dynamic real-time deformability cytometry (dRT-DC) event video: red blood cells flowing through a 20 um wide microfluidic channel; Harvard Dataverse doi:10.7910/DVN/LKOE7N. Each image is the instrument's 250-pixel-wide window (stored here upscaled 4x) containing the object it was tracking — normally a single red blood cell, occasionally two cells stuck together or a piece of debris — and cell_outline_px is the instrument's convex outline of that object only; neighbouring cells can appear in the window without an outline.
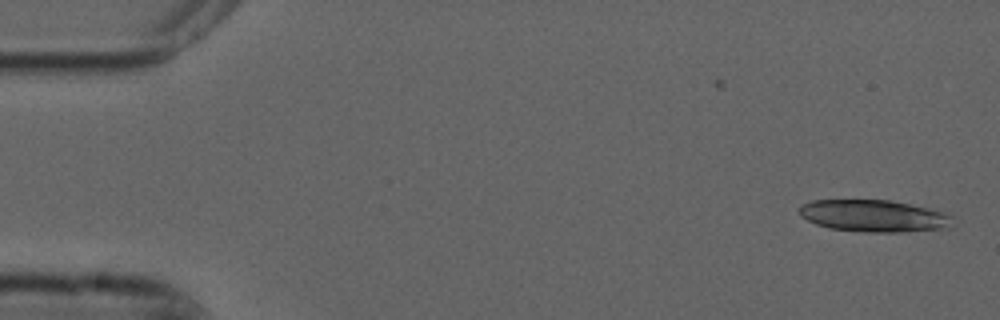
{"species": "common noctule bat (a hibernating species)", "species_latin": "Nyctalus noctula", "temperature_condition": "cold", "stored_images_in_passage": 5, "camera_frame_rate_fps": 3000, "um_per_image_px": 0.085, "animal": {"sex": "male", "forearm_length_mm": 52.5}, "frame": {"image": 1, "passage_image": 1, "time_ms": 0.0, "image_size_px": [1000, 320], "cell_outline_px": [[956, 224], [948, 228], [908, 232], [864, 232], [828, 228], [816, 224], [800, 216], [800, 204], [812, 200], [888, 200], [908, 204], [940, 212], [952, 216]], "centroid_in_image_um": [74.27, 18.37], "position_along_channel_um": 10.7, "area_um2": 28.61}}